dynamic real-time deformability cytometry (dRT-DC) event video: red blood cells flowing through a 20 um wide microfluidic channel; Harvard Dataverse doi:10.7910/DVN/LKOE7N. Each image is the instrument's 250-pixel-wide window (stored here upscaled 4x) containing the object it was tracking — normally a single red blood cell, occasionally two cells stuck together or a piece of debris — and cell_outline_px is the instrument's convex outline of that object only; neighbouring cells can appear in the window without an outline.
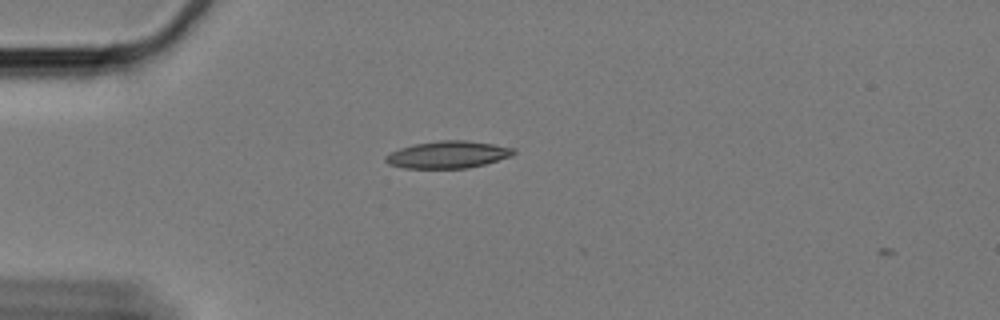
{"species": "Egyptian fruit bat (a non-hibernating species)", "species_latin": "Rousettus aegyptiacus", "temperature_condition": "cold", "stored_images_in_passage": 2, "camera_frame_rate_fps": 3000, "um_per_image_px": 0.085, "animal": {"sex": "female"}, "frame": {"image": 1, "passage_image": 1, "time_ms": 0.0, "image_size_px": [1000, 320], "cell_outline_px": [[516, 152], [512, 156], [484, 164], [468, 168], [404, 168], [388, 164], [384, 160], [384, 156], [388, 152], [400, 148], [416, 144], [440, 140], [464, 140], [492, 144], [516, 148]], "centroid_in_image_um": [38.05, 13.14], "position_along_channel_um": 46.9, "area_um2": 20.29}}